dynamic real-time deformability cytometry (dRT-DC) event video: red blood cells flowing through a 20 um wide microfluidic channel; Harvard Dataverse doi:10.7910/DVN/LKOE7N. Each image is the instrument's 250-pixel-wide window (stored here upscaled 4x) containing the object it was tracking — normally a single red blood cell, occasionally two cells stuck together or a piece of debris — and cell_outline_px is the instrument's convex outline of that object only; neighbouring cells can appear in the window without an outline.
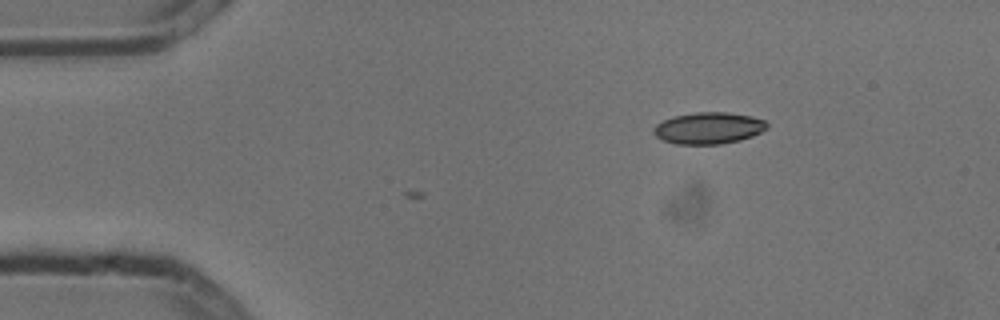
{"species": "common noctule bat (a hibernating species)", "species_latin": "Nyctalus noctula", "temperature_condition": "cold", "stored_images_in_passage": 2, "camera_frame_rate_fps": 3000, "um_per_image_px": 0.085, "animal": {"sex": "male", "body_mass_g": 13.3}, "frame": {"image": 1, "passage_image": 2, "time_ms": 0.333, "image_size_px": [1000, 320], "cell_outline_px": [[768, 128], [752, 136], [740, 140], [720, 144], [676, 144], [664, 140], [656, 136], [652, 132], [652, 128], [656, 124], [664, 120], [676, 116], [696, 112], [728, 112], [752, 116], [764, 120], [768, 124]], "centroid_in_image_um": [60.24, 10.88], "position_along_channel_um": 24.8, "area_um2": 20.87}}